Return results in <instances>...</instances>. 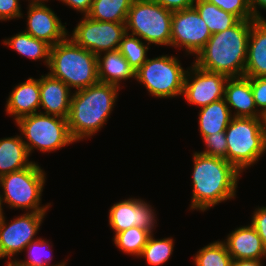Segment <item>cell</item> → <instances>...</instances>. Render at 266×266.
Masks as SVG:
<instances>
[{
	"mask_svg": "<svg viewBox=\"0 0 266 266\" xmlns=\"http://www.w3.org/2000/svg\"><path fill=\"white\" fill-rule=\"evenodd\" d=\"M29 156L23 137L0 139V176L31 166L34 162Z\"/></svg>",
	"mask_w": 266,
	"mask_h": 266,
	"instance_id": "22",
	"label": "cell"
},
{
	"mask_svg": "<svg viewBox=\"0 0 266 266\" xmlns=\"http://www.w3.org/2000/svg\"><path fill=\"white\" fill-rule=\"evenodd\" d=\"M153 211L150 204L141 199H125L110 208L109 225L115 234L134 226L148 230L152 234V229L156 226L154 224H157Z\"/></svg>",
	"mask_w": 266,
	"mask_h": 266,
	"instance_id": "14",
	"label": "cell"
},
{
	"mask_svg": "<svg viewBox=\"0 0 266 266\" xmlns=\"http://www.w3.org/2000/svg\"><path fill=\"white\" fill-rule=\"evenodd\" d=\"M218 8L237 16L240 20H255L250 0H206Z\"/></svg>",
	"mask_w": 266,
	"mask_h": 266,
	"instance_id": "32",
	"label": "cell"
},
{
	"mask_svg": "<svg viewBox=\"0 0 266 266\" xmlns=\"http://www.w3.org/2000/svg\"><path fill=\"white\" fill-rule=\"evenodd\" d=\"M224 99L229 109L236 110L233 117H260L248 77H229L225 84Z\"/></svg>",
	"mask_w": 266,
	"mask_h": 266,
	"instance_id": "18",
	"label": "cell"
},
{
	"mask_svg": "<svg viewBox=\"0 0 266 266\" xmlns=\"http://www.w3.org/2000/svg\"><path fill=\"white\" fill-rule=\"evenodd\" d=\"M167 10L172 12L193 7L198 0H154Z\"/></svg>",
	"mask_w": 266,
	"mask_h": 266,
	"instance_id": "37",
	"label": "cell"
},
{
	"mask_svg": "<svg viewBox=\"0 0 266 266\" xmlns=\"http://www.w3.org/2000/svg\"><path fill=\"white\" fill-rule=\"evenodd\" d=\"M186 70L174 56L148 59L136 71V80L155 97L169 98L183 93Z\"/></svg>",
	"mask_w": 266,
	"mask_h": 266,
	"instance_id": "9",
	"label": "cell"
},
{
	"mask_svg": "<svg viewBox=\"0 0 266 266\" xmlns=\"http://www.w3.org/2000/svg\"><path fill=\"white\" fill-rule=\"evenodd\" d=\"M151 233L140 227H131L114 235V244L122 252L139 257Z\"/></svg>",
	"mask_w": 266,
	"mask_h": 266,
	"instance_id": "27",
	"label": "cell"
},
{
	"mask_svg": "<svg viewBox=\"0 0 266 266\" xmlns=\"http://www.w3.org/2000/svg\"><path fill=\"white\" fill-rule=\"evenodd\" d=\"M46 212H27L10 220L7 224L4 215H0V259L8 257L7 266H11L13 255L24 251L25 247L36 240L38 230Z\"/></svg>",
	"mask_w": 266,
	"mask_h": 266,
	"instance_id": "11",
	"label": "cell"
},
{
	"mask_svg": "<svg viewBox=\"0 0 266 266\" xmlns=\"http://www.w3.org/2000/svg\"><path fill=\"white\" fill-rule=\"evenodd\" d=\"M133 0H93L87 16L97 21L126 23Z\"/></svg>",
	"mask_w": 266,
	"mask_h": 266,
	"instance_id": "25",
	"label": "cell"
},
{
	"mask_svg": "<svg viewBox=\"0 0 266 266\" xmlns=\"http://www.w3.org/2000/svg\"><path fill=\"white\" fill-rule=\"evenodd\" d=\"M248 78L251 83L256 108L262 112L266 108V77Z\"/></svg>",
	"mask_w": 266,
	"mask_h": 266,
	"instance_id": "34",
	"label": "cell"
},
{
	"mask_svg": "<svg viewBox=\"0 0 266 266\" xmlns=\"http://www.w3.org/2000/svg\"><path fill=\"white\" fill-rule=\"evenodd\" d=\"M49 247H50V243L48 241L41 239V238H36V240L30 242L24 249V250H28L27 251L28 260L20 262L14 259L11 266H62L64 265L65 262H61L56 265H50V262L52 260V255L48 253L49 250L51 251Z\"/></svg>",
	"mask_w": 266,
	"mask_h": 266,
	"instance_id": "31",
	"label": "cell"
},
{
	"mask_svg": "<svg viewBox=\"0 0 266 266\" xmlns=\"http://www.w3.org/2000/svg\"><path fill=\"white\" fill-rule=\"evenodd\" d=\"M173 241L172 238L155 239L152 233L139 257H144L151 266L164 264L172 255Z\"/></svg>",
	"mask_w": 266,
	"mask_h": 266,
	"instance_id": "29",
	"label": "cell"
},
{
	"mask_svg": "<svg viewBox=\"0 0 266 266\" xmlns=\"http://www.w3.org/2000/svg\"><path fill=\"white\" fill-rule=\"evenodd\" d=\"M189 70L185 75L182 93L187 102L202 108L224 98L228 76L201 69L194 63Z\"/></svg>",
	"mask_w": 266,
	"mask_h": 266,
	"instance_id": "13",
	"label": "cell"
},
{
	"mask_svg": "<svg viewBox=\"0 0 266 266\" xmlns=\"http://www.w3.org/2000/svg\"><path fill=\"white\" fill-rule=\"evenodd\" d=\"M148 49V44L146 45L140 38L128 33L123 36L119 47V51L135 72L147 60Z\"/></svg>",
	"mask_w": 266,
	"mask_h": 266,
	"instance_id": "30",
	"label": "cell"
},
{
	"mask_svg": "<svg viewBox=\"0 0 266 266\" xmlns=\"http://www.w3.org/2000/svg\"><path fill=\"white\" fill-rule=\"evenodd\" d=\"M72 32L70 38L95 55L119 50L121 40L127 33L125 23L97 21L87 15Z\"/></svg>",
	"mask_w": 266,
	"mask_h": 266,
	"instance_id": "10",
	"label": "cell"
},
{
	"mask_svg": "<svg viewBox=\"0 0 266 266\" xmlns=\"http://www.w3.org/2000/svg\"><path fill=\"white\" fill-rule=\"evenodd\" d=\"M250 8L254 19H264L257 9L261 8L266 10V0H250Z\"/></svg>",
	"mask_w": 266,
	"mask_h": 266,
	"instance_id": "39",
	"label": "cell"
},
{
	"mask_svg": "<svg viewBox=\"0 0 266 266\" xmlns=\"http://www.w3.org/2000/svg\"><path fill=\"white\" fill-rule=\"evenodd\" d=\"M120 87L98 82L72 94L67 118L75 142L98 132L107 122L115 106Z\"/></svg>",
	"mask_w": 266,
	"mask_h": 266,
	"instance_id": "3",
	"label": "cell"
},
{
	"mask_svg": "<svg viewBox=\"0 0 266 266\" xmlns=\"http://www.w3.org/2000/svg\"><path fill=\"white\" fill-rule=\"evenodd\" d=\"M24 136L29 154L35 148L44 152L56 151L74 143L71 137L67 118L35 113L20 117L16 121Z\"/></svg>",
	"mask_w": 266,
	"mask_h": 266,
	"instance_id": "7",
	"label": "cell"
},
{
	"mask_svg": "<svg viewBox=\"0 0 266 266\" xmlns=\"http://www.w3.org/2000/svg\"><path fill=\"white\" fill-rule=\"evenodd\" d=\"M212 36L196 8L174 11L171 25V46L183 47L186 53L197 55Z\"/></svg>",
	"mask_w": 266,
	"mask_h": 266,
	"instance_id": "12",
	"label": "cell"
},
{
	"mask_svg": "<svg viewBox=\"0 0 266 266\" xmlns=\"http://www.w3.org/2000/svg\"><path fill=\"white\" fill-rule=\"evenodd\" d=\"M244 76L266 77V19L252 22Z\"/></svg>",
	"mask_w": 266,
	"mask_h": 266,
	"instance_id": "20",
	"label": "cell"
},
{
	"mask_svg": "<svg viewBox=\"0 0 266 266\" xmlns=\"http://www.w3.org/2000/svg\"><path fill=\"white\" fill-rule=\"evenodd\" d=\"M48 68L52 77L60 79L70 89L80 90L99 82L97 55L68 36L51 46Z\"/></svg>",
	"mask_w": 266,
	"mask_h": 266,
	"instance_id": "4",
	"label": "cell"
},
{
	"mask_svg": "<svg viewBox=\"0 0 266 266\" xmlns=\"http://www.w3.org/2000/svg\"><path fill=\"white\" fill-rule=\"evenodd\" d=\"M233 118L225 99L202 107L199 112V131L202 139L217 132H224Z\"/></svg>",
	"mask_w": 266,
	"mask_h": 266,
	"instance_id": "23",
	"label": "cell"
},
{
	"mask_svg": "<svg viewBox=\"0 0 266 266\" xmlns=\"http://www.w3.org/2000/svg\"><path fill=\"white\" fill-rule=\"evenodd\" d=\"M262 259L233 260L231 266H263Z\"/></svg>",
	"mask_w": 266,
	"mask_h": 266,
	"instance_id": "40",
	"label": "cell"
},
{
	"mask_svg": "<svg viewBox=\"0 0 266 266\" xmlns=\"http://www.w3.org/2000/svg\"><path fill=\"white\" fill-rule=\"evenodd\" d=\"M97 55L99 82L120 87V81L136 78V72L119 50L103 52Z\"/></svg>",
	"mask_w": 266,
	"mask_h": 266,
	"instance_id": "21",
	"label": "cell"
},
{
	"mask_svg": "<svg viewBox=\"0 0 266 266\" xmlns=\"http://www.w3.org/2000/svg\"><path fill=\"white\" fill-rule=\"evenodd\" d=\"M40 109V79L28 78L25 82L16 85L10 93L6 112L15 117V121L20 117L31 115Z\"/></svg>",
	"mask_w": 266,
	"mask_h": 266,
	"instance_id": "19",
	"label": "cell"
},
{
	"mask_svg": "<svg viewBox=\"0 0 266 266\" xmlns=\"http://www.w3.org/2000/svg\"><path fill=\"white\" fill-rule=\"evenodd\" d=\"M259 119H260V124L262 126V130L266 135V108L262 112H260Z\"/></svg>",
	"mask_w": 266,
	"mask_h": 266,
	"instance_id": "41",
	"label": "cell"
},
{
	"mask_svg": "<svg viewBox=\"0 0 266 266\" xmlns=\"http://www.w3.org/2000/svg\"><path fill=\"white\" fill-rule=\"evenodd\" d=\"M193 157L190 209L206 211L218 203L235 198L241 173L231 163L224 158L200 152H194Z\"/></svg>",
	"mask_w": 266,
	"mask_h": 266,
	"instance_id": "1",
	"label": "cell"
},
{
	"mask_svg": "<svg viewBox=\"0 0 266 266\" xmlns=\"http://www.w3.org/2000/svg\"><path fill=\"white\" fill-rule=\"evenodd\" d=\"M196 266H231L233 259L223 241L210 243L194 256Z\"/></svg>",
	"mask_w": 266,
	"mask_h": 266,
	"instance_id": "28",
	"label": "cell"
},
{
	"mask_svg": "<svg viewBox=\"0 0 266 266\" xmlns=\"http://www.w3.org/2000/svg\"><path fill=\"white\" fill-rule=\"evenodd\" d=\"M206 145V150L200 152L201 154L207 156H214L224 158L226 160L227 154V142H226V133L217 132L214 135H209L203 138Z\"/></svg>",
	"mask_w": 266,
	"mask_h": 266,
	"instance_id": "33",
	"label": "cell"
},
{
	"mask_svg": "<svg viewBox=\"0 0 266 266\" xmlns=\"http://www.w3.org/2000/svg\"><path fill=\"white\" fill-rule=\"evenodd\" d=\"M0 187H1V176H0ZM3 195L0 192V215L3 214V208H2V203H3Z\"/></svg>",
	"mask_w": 266,
	"mask_h": 266,
	"instance_id": "42",
	"label": "cell"
},
{
	"mask_svg": "<svg viewBox=\"0 0 266 266\" xmlns=\"http://www.w3.org/2000/svg\"><path fill=\"white\" fill-rule=\"evenodd\" d=\"M253 21L240 20L231 28L212 34L193 63L201 69L228 77L244 76Z\"/></svg>",
	"mask_w": 266,
	"mask_h": 266,
	"instance_id": "2",
	"label": "cell"
},
{
	"mask_svg": "<svg viewBox=\"0 0 266 266\" xmlns=\"http://www.w3.org/2000/svg\"><path fill=\"white\" fill-rule=\"evenodd\" d=\"M71 89L60 79L52 77L49 73L40 78V106L46 115L68 118L72 93Z\"/></svg>",
	"mask_w": 266,
	"mask_h": 266,
	"instance_id": "16",
	"label": "cell"
},
{
	"mask_svg": "<svg viewBox=\"0 0 266 266\" xmlns=\"http://www.w3.org/2000/svg\"><path fill=\"white\" fill-rule=\"evenodd\" d=\"M27 32L32 37L43 40L50 46L63 41L68 32L60 18L47 5H28Z\"/></svg>",
	"mask_w": 266,
	"mask_h": 266,
	"instance_id": "15",
	"label": "cell"
},
{
	"mask_svg": "<svg viewBox=\"0 0 266 266\" xmlns=\"http://www.w3.org/2000/svg\"><path fill=\"white\" fill-rule=\"evenodd\" d=\"M45 179L44 170L35 162L27 168L1 176L4 203L10 208L27 209V212H46L50 204L40 206Z\"/></svg>",
	"mask_w": 266,
	"mask_h": 266,
	"instance_id": "8",
	"label": "cell"
},
{
	"mask_svg": "<svg viewBox=\"0 0 266 266\" xmlns=\"http://www.w3.org/2000/svg\"><path fill=\"white\" fill-rule=\"evenodd\" d=\"M194 7L205 21L211 34L229 29L240 21L237 16L218 8L206 0H198Z\"/></svg>",
	"mask_w": 266,
	"mask_h": 266,
	"instance_id": "26",
	"label": "cell"
},
{
	"mask_svg": "<svg viewBox=\"0 0 266 266\" xmlns=\"http://www.w3.org/2000/svg\"><path fill=\"white\" fill-rule=\"evenodd\" d=\"M225 133L226 160L240 173L266 152V135L259 118L233 117Z\"/></svg>",
	"mask_w": 266,
	"mask_h": 266,
	"instance_id": "5",
	"label": "cell"
},
{
	"mask_svg": "<svg viewBox=\"0 0 266 266\" xmlns=\"http://www.w3.org/2000/svg\"><path fill=\"white\" fill-rule=\"evenodd\" d=\"M173 12L154 0H133L126 19V31L156 45L171 46Z\"/></svg>",
	"mask_w": 266,
	"mask_h": 266,
	"instance_id": "6",
	"label": "cell"
},
{
	"mask_svg": "<svg viewBox=\"0 0 266 266\" xmlns=\"http://www.w3.org/2000/svg\"><path fill=\"white\" fill-rule=\"evenodd\" d=\"M44 1H47V0H31V1L29 2V5L43 4Z\"/></svg>",
	"mask_w": 266,
	"mask_h": 266,
	"instance_id": "43",
	"label": "cell"
},
{
	"mask_svg": "<svg viewBox=\"0 0 266 266\" xmlns=\"http://www.w3.org/2000/svg\"><path fill=\"white\" fill-rule=\"evenodd\" d=\"M251 225L256 229L266 248V206L256 208L252 216Z\"/></svg>",
	"mask_w": 266,
	"mask_h": 266,
	"instance_id": "36",
	"label": "cell"
},
{
	"mask_svg": "<svg viewBox=\"0 0 266 266\" xmlns=\"http://www.w3.org/2000/svg\"><path fill=\"white\" fill-rule=\"evenodd\" d=\"M60 1L70 6L71 8H74V10L82 12L84 16L90 12L93 3V0H60Z\"/></svg>",
	"mask_w": 266,
	"mask_h": 266,
	"instance_id": "38",
	"label": "cell"
},
{
	"mask_svg": "<svg viewBox=\"0 0 266 266\" xmlns=\"http://www.w3.org/2000/svg\"><path fill=\"white\" fill-rule=\"evenodd\" d=\"M224 244L233 260L266 258V248L251 224L236 228Z\"/></svg>",
	"mask_w": 266,
	"mask_h": 266,
	"instance_id": "17",
	"label": "cell"
},
{
	"mask_svg": "<svg viewBox=\"0 0 266 266\" xmlns=\"http://www.w3.org/2000/svg\"><path fill=\"white\" fill-rule=\"evenodd\" d=\"M4 44L10 46L18 54L32 60L44 59V63L49 65L51 46L43 40L32 37L27 32H20L13 37L4 40Z\"/></svg>",
	"mask_w": 266,
	"mask_h": 266,
	"instance_id": "24",
	"label": "cell"
},
{
	"mask_svg": "<svg viewBox=\"0 0 266 266\" xmlns=\"http://www.w3.org/2000/svg\"><path fill=\"white\" fill-rule=\"evenodd\" d=\"M19 0H0V20L22 18Z\"/></svg>",
	"mask_w": 266,
	"mask_h": 266,
	"instance_id": "35",
	"label": "cell"
}]
</instances>
